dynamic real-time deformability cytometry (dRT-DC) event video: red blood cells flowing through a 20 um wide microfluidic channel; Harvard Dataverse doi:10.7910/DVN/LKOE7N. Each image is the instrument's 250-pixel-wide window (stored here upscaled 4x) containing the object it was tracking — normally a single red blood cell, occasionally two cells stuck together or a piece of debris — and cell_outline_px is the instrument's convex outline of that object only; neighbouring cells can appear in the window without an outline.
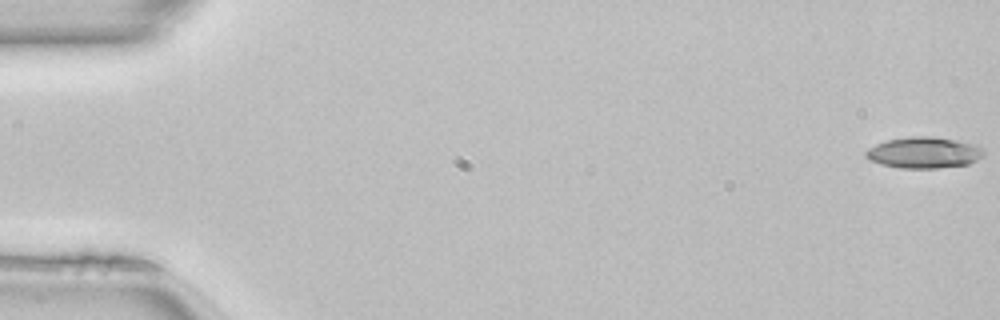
{"species": "common noctule bat (a hibernating species)", "species_latin": "Nyctalus noctula", "temperature_condition": "room temperature", "stored_images_in_passage": 50, "camera_frame_rate_fps": 3000, "um_per_image_px": 0.085, "animal": {"sex": "female", "body_mass_g": 22.7, "forearm_length_mm": 54.2}, "frame": {"image": 1, "passage_image": 1, "time_ms": 0.0, "image_size_px": [1000, 320], "cell_outline_px": [[984, 156], [968, 164], [936, 168], [900, 168], [880, 164], [868, 160], [864, 156], [864, 152], [868, 148], [876, 144], [888, 140], [916, 136], [932, 136], [956, 140], [972, 144], [984, 148]], "centroid_in_image_um": [78.51, 12.98], "position_along_channel_um": 6.5, "area_um2": 21.44}}
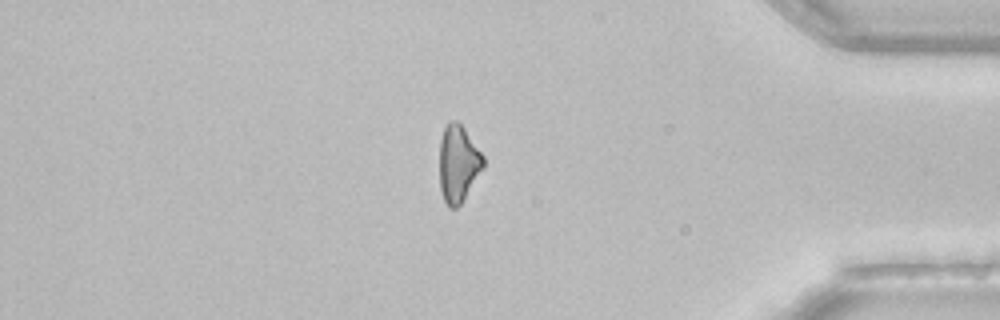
{"frame": {"image": 2, "passage_image": 43, "time_ms": 14.0, "image_size_px": [1000, 320], "cell_outline_px": [[484, 168], [460, 204], [456, 208], [448, 208], [444, 200], [440, 188], [440, 140], [444, 128], [448, 120], [456, 120], [464, 128], [484, 156]], "centroid_in_image_um": [38.95, 13.9], "position_along_channel_um": 396.3, "area_um2": 19.65}}
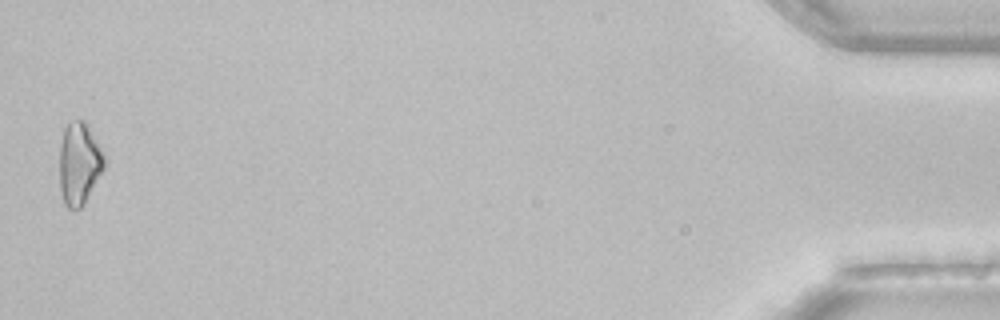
{"frame": {"image": 3, "passage_image": 50, "time_ms": 16.333, "image_size_px": [1000, 320], "cell_outline_px": [[108, 160], [104, 168], [84, 204], [80, 208], [68, 208], [64, 204], [60, 192], [60, 144], [64, 128], [68, 120], [84, 120], [88, 124], [108, 156]], "centroid_in_image_um": [6.77, 13.84], "position_along_channel_um": 428.4, "area_um2": 22.14}}